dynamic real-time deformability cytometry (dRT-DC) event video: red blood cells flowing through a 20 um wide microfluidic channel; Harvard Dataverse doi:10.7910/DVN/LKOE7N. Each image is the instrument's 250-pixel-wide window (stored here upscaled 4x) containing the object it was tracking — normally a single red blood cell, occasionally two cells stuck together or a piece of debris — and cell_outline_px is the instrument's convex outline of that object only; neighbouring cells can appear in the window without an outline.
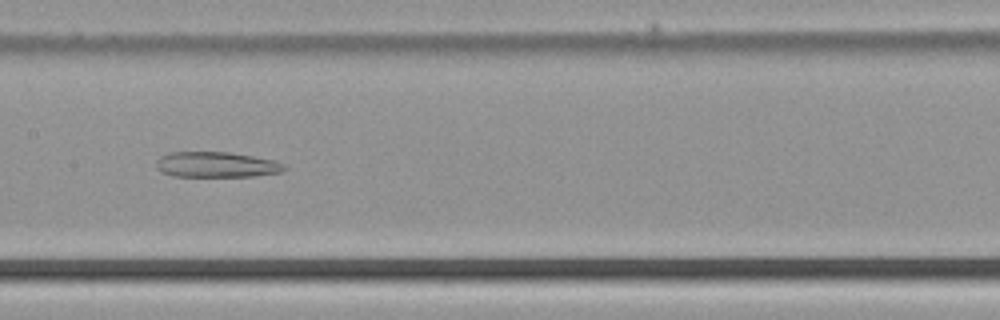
{"species": "common noctule bat (a hibernating species)", "species_latin": "Nyctalus noctula", "temperature_condition": "cold", "stored_images_in_passage": 34, "camera_frame_rate_fps": 3000, "um_per_image_px": 0.085, "animal": {"sex": "male", "body_mass_g": 21.5, "forearm_length_mm": 52.0}, "frame": {"image": 1, "passage_image": 14, "time_ms": 4.333, "image_size_px": [1000, 320], "cell_outline_px": [[288, 168], [280, 172], [252, 176], [172, 176], [160, 172], [156, 168], [156, 160], [160, 156], [172, 152], [228, 152], [252, 156], [272, 160], [284, 164]], "centroid_in_image_um": [18.35, 13.99], "position_along_channel_um": 189.1, "area_um2": 18.96}}
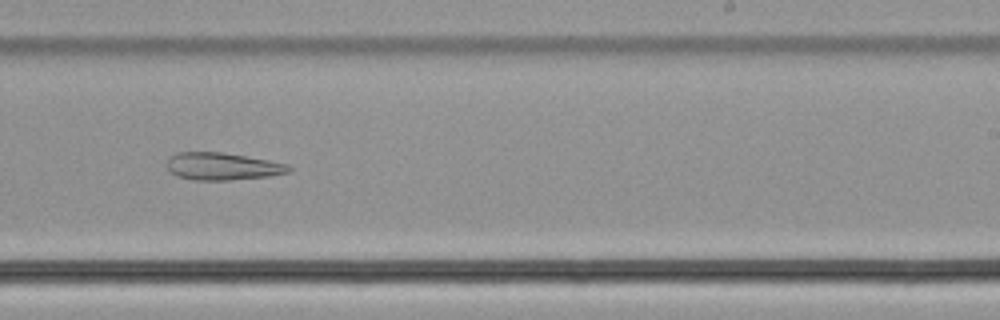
{"frame": {"image": 2, "passage_image": 20, "time_ms": 6.333, "image_size_px": [1000, 320], "cell_outline_px": [[292, 168], [288, 172], [268, 176], [228, 180], [192, 180], [176, 176], [168, 168], [168, 160], [176, 152], [220, 152], [268, 160], [288, 164]], "centroid_in_image_um": [18.9, 14.14], "position_along_channel_um": 270.1, "area_um2": 19.19}}
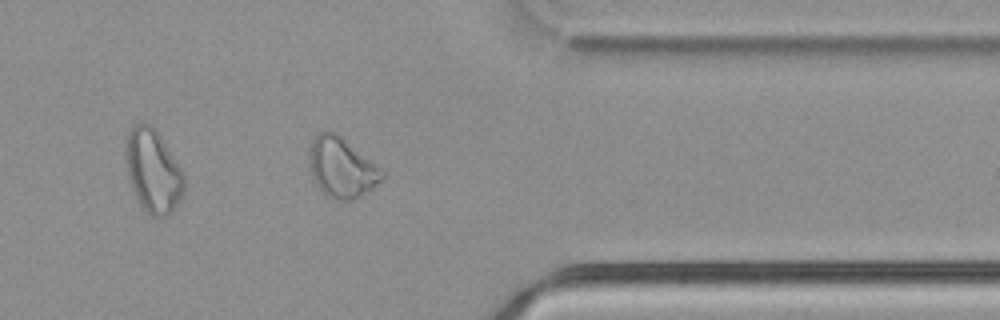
{"frame": {"image": 3, "passage_image": 29, "time_ms": 9.333, "image_size_px": [1000, 320], "cell_outline_px": [[384, 176], [372, 188], [348, 200], [336, 200], [328, 196], [316, 184], [312, 172], [308, 152], [312, 140], [320, 132], [336, 132], [384, 172]], "centroid_in_image_um": [29.0, 14.22], "position_along_channel_um": 382.4, "area_um2": 24.45}}